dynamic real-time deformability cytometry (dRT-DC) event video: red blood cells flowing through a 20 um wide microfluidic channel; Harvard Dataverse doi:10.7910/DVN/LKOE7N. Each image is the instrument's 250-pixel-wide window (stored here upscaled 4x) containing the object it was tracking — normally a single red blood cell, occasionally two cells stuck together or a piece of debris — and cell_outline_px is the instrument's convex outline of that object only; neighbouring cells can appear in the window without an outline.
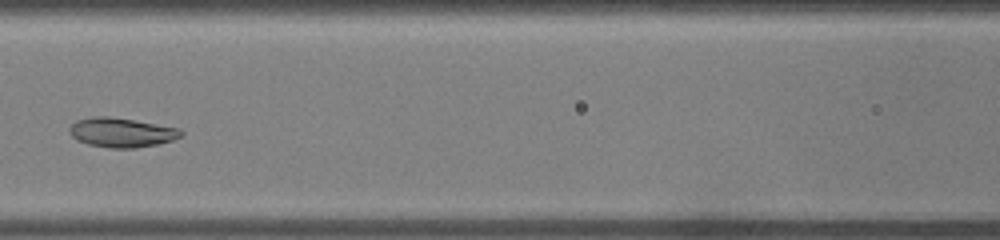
{"species": "common noctule bat (a hibernating species)", "species_latin": "Nyctalus noctula", "temperature_condition": "warm", "stored_images_in_passage": 31, "camera_frame_rate_fps": 3000, "um_per_image_px": 0.085, "animal": {"sex": "male", "body_mass_g": 19.0, "forearm_length_mm": 50.8}, "frame": {"image": 1, "passage_image": 11, "time_ms": 3.333, "image_size_px": [1000, 240], "cell_outline_px": [[184, 132], [180, 136], [172, 140], [156, 144], [136, 148], [112, 148], [88, 144], [76, 140], [68, 132], [68, 128], [76, 120], [92, 116], [108, 116], [180, 128]], "centroid_in_image_um": [10.29, 11.26], "position_along_channel_um": 156.3, "area_um2": 19.07}}
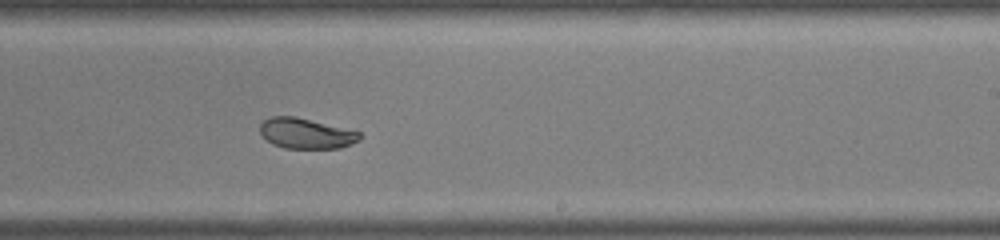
{"frame": {"image": 2, "passage_image": 17, "time_ms": 5.333, "image_size_px": [1000, 240], "cell_outline_px": [[364, 136], [360, 140], [352, 144], [340, 148], [284, 148], [272, 144], [260, 136], [260, 124], [264, 120], [272, 116], [296, 116], [360, 132]], "centroid_in_image_um": [26.01, 11.34], "position_along_channel_um": 263.0, "area_um2": 17.86}}
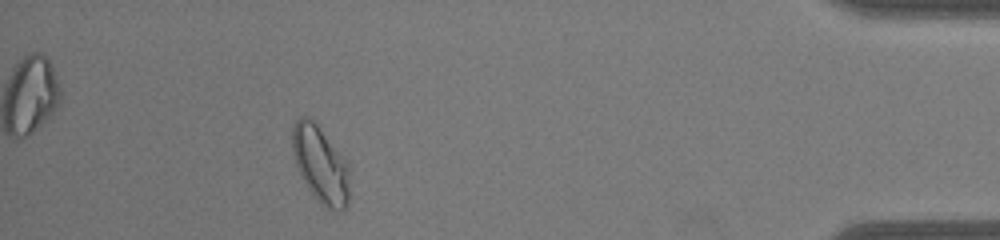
{"frame": {"image": 3, "passage_image": 28, "time_ms": 9.0, "image_size_px": [1000, 240], "cell_outline_px": [[348, 204], [344, 212], [336, 212], [324, 208], [312, 196], [300, 176], [296, 164], [292, 148], [292, 128], [296, 120], [300, 116], [308, 116], [316, 124], [348, 164]], "centroid_in_image_um": [27.22, 14.06], "position_along_channel_um": 408.0, "area_um2": 25.61}}